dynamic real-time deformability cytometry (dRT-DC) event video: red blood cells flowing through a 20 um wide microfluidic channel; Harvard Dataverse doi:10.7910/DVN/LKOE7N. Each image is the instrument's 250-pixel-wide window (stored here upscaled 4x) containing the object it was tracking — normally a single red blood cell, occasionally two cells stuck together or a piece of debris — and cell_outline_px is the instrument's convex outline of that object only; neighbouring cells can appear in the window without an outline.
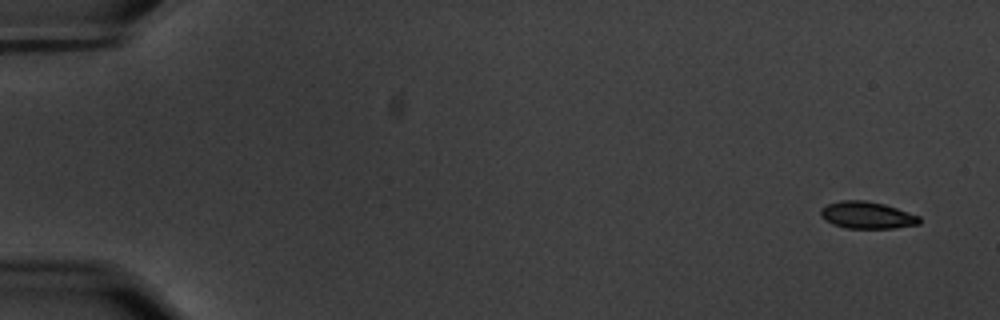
{"species": "common noctule bat (a hibernating species)", "species_latin": "Nyctalus noctula", "temperature_condition": "warm", "stored_images_in_passage": 59, "camera_frame_rate_fps": 3000, "um_per_image_px": 0.085, "animal": {"sex": "male", "body_mass_g": 20.1, "forearm_length_mm": 53.5}, "frame": {"image": 1, "passage_image": 3, "time_ms": 0.667, "image_size_px": [1000, 320], "cell_outline_px": [[920, 224], [892, 228], [848, 228], [832, 224], [820, 216], [820, 208], [828, 204], [840, 200], [864, 200], [884, 204], [920, 216]], "centroid_in_image_um": [73.68, 18.28], "position_along_channel_um": 11.3, "area_um2": 15.49}}
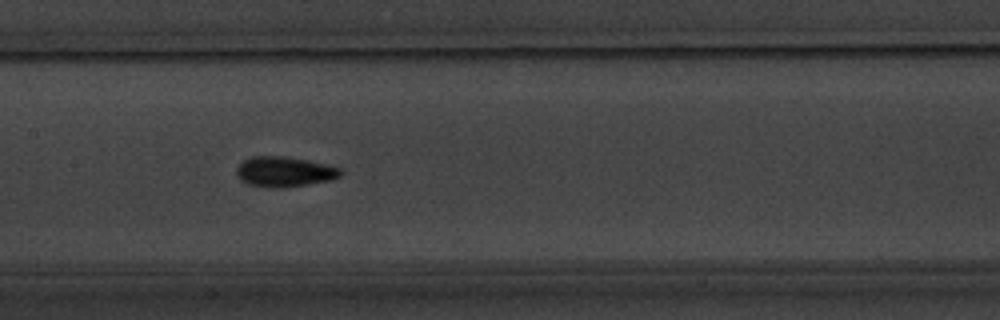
{"frame": {"image": 2, "passage_image": 30, "time_ms": 9.667, "image_size_px": [1000, 320], "cell_outline_px": [[344, 172], [340, 176], [328, 180], [284, 188], [268, 188], [248, 184], [240, 180], [236, 176], [236, 168], [244, 160], [252, 156], [284, 156], [308, 160], [340, 168]], "centroid_in_image_um": [24.13, 14.6], "position_along_channel_um": 183.3, "area_um2": 18.32}}
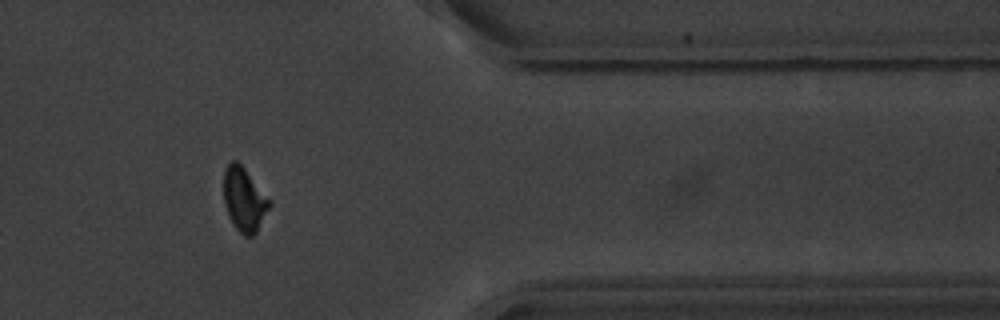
{"frame": {"image": 3, "passage_image": 49, "time_ms": 16.0, "image_size_px": [1000, 320], "cell_outline_px": [[272, 204], [256, 232], [252, 236], [244, 236], [236, 228], [228, 216], [224, 204], [224, 168], [232, 160], [236, 160], [244, 168], [272, 200]], "centroid_in_image_um": [20.77, 16.95], "position_along_channel_um": 390.6, "area_um2": 17.11}, "authors_computed_cell_mechanics": {"area_um2": 16.4152, "velocity_mm_per_s": 3.5315, "shape_relaxation_time_tau1_ms": 2.7568, "shape_relaxation_time_tau2_ms": 0.6664, "deformation_change_tau1": 0.1202, "deformation_change_tau2": 0.037}}